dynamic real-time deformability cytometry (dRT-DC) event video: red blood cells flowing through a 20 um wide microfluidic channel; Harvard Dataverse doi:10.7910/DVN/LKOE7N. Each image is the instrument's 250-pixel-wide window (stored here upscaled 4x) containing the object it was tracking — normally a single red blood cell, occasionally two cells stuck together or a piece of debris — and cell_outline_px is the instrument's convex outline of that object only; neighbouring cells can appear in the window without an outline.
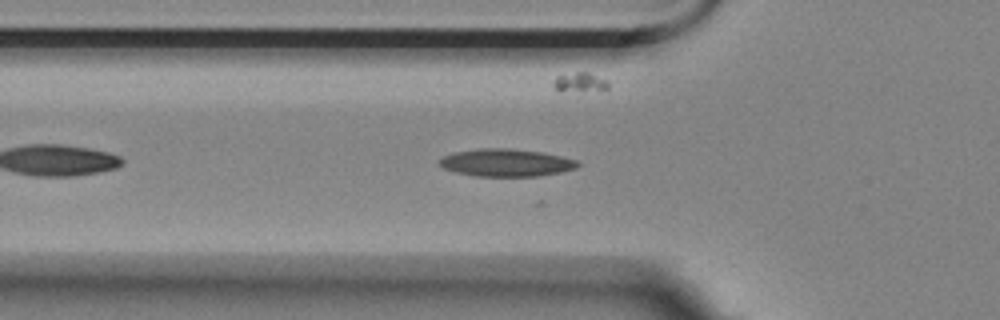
{"species": "Egyptian fruit bat (a non-hibernating species)", "species_latin": "Rousettus aegyptiacus", "temperature_condition": "room temperature", "stored_images_in_passage": 19, "camera_frame_rate_fps": 3000, "um_per_image_px": 0.085, "animal": {"sex": "female"}, "frame": {"image": 1, "passage_image": 8, "time_ms": 2.333, "image_size_px": [1000, 320], "cell_outline_px": [[580, 164], [576, 168], [560, 172], [536, 176], [476, 176], [456, 172], [444, 168], [440, 164], [440, 160], [444, 156], [452, 152], [480, 148], [508, 148], [540, 152], [560, 156], [576, 160]], "centroid_in_image_um": [43.01, 13.82], "position_along_channel_um": 82.8, "area_um2": 21.96}}
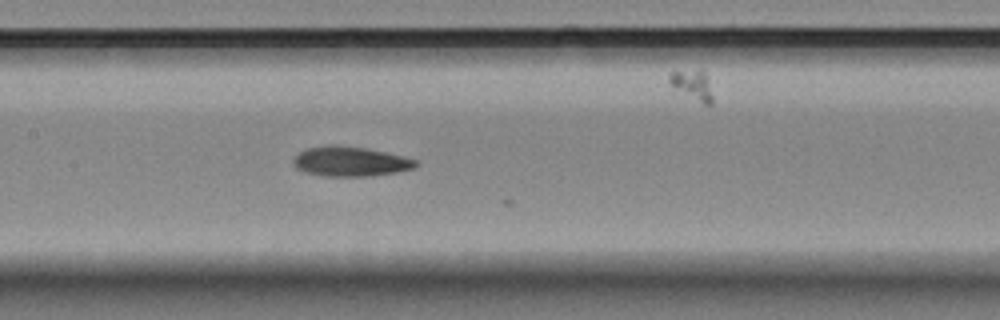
{"frame": {"image": 2, "passage_image": 16, "time_ms": 5.0, "image_size_px": [1000, 320], "cell_outline_px": [[420, 164], [412, 168], [396, 172], [368, 176], [324, 176], [304, 172], [296, 168], [292, 164], [292, 160], [300, 152], [308, 148], [332, 144], [336, 144], [364, 148], [384, 152], [416, 160]], "centroid_in_image_um": [29.73, 13.73], "position_along_channel_um": 177.7, "area_um2": 21.04}}